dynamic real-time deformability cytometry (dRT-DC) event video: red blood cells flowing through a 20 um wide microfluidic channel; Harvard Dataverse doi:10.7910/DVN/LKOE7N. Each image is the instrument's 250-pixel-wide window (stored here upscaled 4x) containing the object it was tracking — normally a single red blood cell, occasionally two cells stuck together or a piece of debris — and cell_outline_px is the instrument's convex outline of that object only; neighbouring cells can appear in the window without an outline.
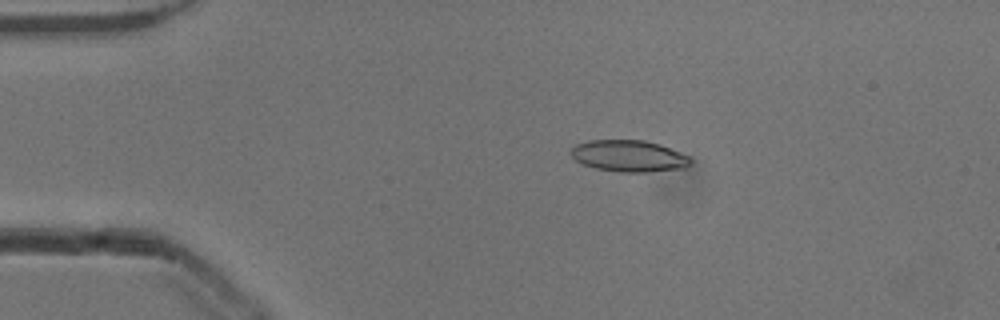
{"species": "common noctule bat (a hibernating species)", "species_latin": "Nyctalus noctula", "temperature_condition": "cold", "stored_images_in_passage": 53, "camera_frame_rate_fps": 3000, "um_per_image_px": 0.085, "animal": {"sex": "male", "body_mass_g": 13.3}, "frame": {"image": 1, "passage_image": 11, "time_ms": 3.333, "image_size_px": [1000, 320], "cell_outline_px": [[692, 164], [684, 168], [648, 172], [620, 172], [596, 168], [584, 164], [576, 160], [572, 156], [572, 148], [576, 144], [588, 140], [644, 140], [660, 144], [688, 156], [692, 160]], "centroid_in_image_um": [53.48, 13.26], "position_along_channel_um": 31.5, "area_um2": 21.91}}
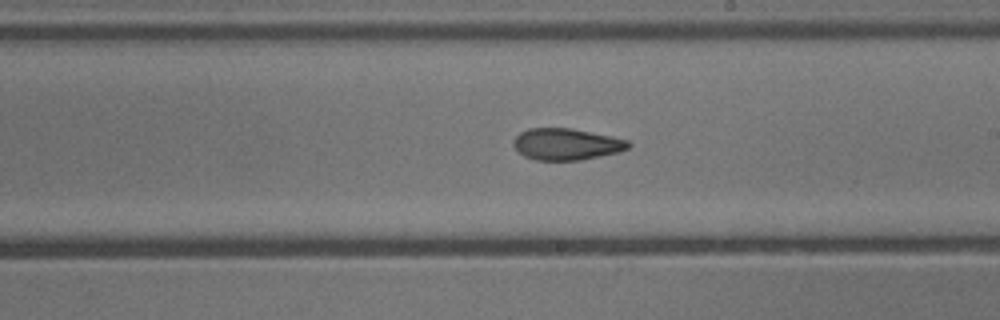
{"frame": {"image": 2, "passage_image": 31, "time_ms": 10.0, "image_size_px": [1000, 320], "cell_outline_px": [[632, 144], [628, 148], [616, 152], [580, 160], [536, 160], [524, 156], [512, 144], [512, 140], [520, 132], [528, 128], [572, 128], [612, 136], [628, 140]], "centroid_in_image_um": [48.12, 12.24], "position_along_channel_um": 240.9, "area_um2": 21.1}}
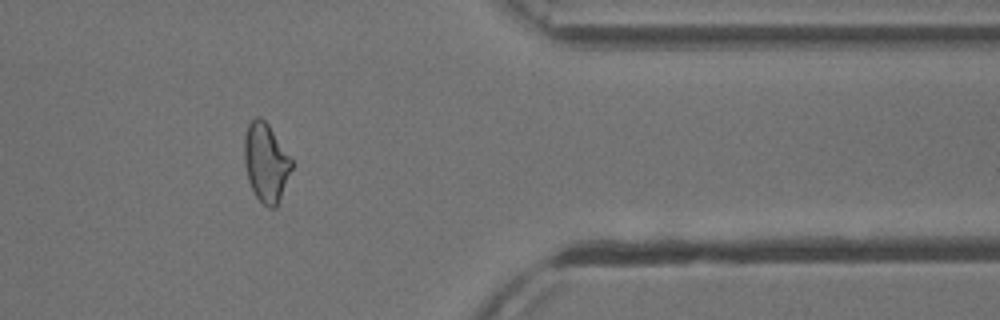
{"frame": {"image": 3, "passage_image": 44, "time_ms": 14.333, "image_size_px": [1000, 320], "cell_outline_px": [[292, 168], [276, 208], [268, 208], [256, 196], [248, 180], [244, 164], [244, 136], [248, 124], [256, 116], [260, 116], [268, 124], [292, 160]], "centroid_in_image_um": [22.58, 13.8], "position_along_channel_um": 388.8, "area_um2": 21.5}, "authors_computed_cell_mechanics": {"area_um2": 21.7906, "velocity_mm_per_s": 3.8717, "shape_relaxation_time_tau1_ms": 7.9007, "shape_relaxation_time_tau2_ms": 4.3855, "deformation_change_tau1": 0.1889, "deformation_change_tau2": 0.1202}}